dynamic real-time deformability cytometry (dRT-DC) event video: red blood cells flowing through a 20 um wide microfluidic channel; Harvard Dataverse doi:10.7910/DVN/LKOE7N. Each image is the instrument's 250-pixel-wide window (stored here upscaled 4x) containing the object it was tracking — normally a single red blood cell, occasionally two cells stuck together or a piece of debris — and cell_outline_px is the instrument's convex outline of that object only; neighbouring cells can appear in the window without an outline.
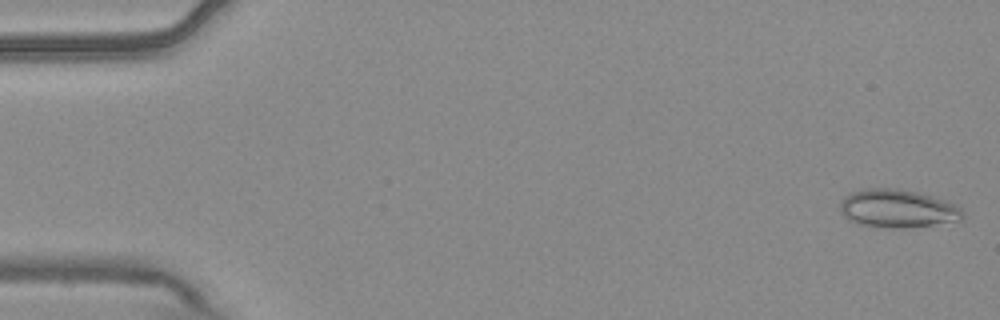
{"species": "common noctule bat (a hibernating species)", "species_latin": "Nyctalus noctula", "temperature_condition": "warm", "stored_images_in_passage": 5, "camera_frame_rate_fps": 3000, "um_per_image_px": 0.085, "animal": {"sex": "male", "body_mass_g": 20.4}, "frame": {"image": 1, "passage_image": 1, "time_ms": 0.0, "image_size_px": [1000, 320], "cell_outline_px": [[964, 216], [960, 220], [904, 228], [892, 228], [860, 224], [848, 220], [840, 212], [840, 204], [844, 196], [848, 192], [868, 188], [896, 188], [916, 192], [932, 196], [944, 200], [960, 208], [964, 212]], "centroid_in_image_um": [76.24, 17.72], "position_along_channel_um": 8.8, "area_um2": 27.11}}